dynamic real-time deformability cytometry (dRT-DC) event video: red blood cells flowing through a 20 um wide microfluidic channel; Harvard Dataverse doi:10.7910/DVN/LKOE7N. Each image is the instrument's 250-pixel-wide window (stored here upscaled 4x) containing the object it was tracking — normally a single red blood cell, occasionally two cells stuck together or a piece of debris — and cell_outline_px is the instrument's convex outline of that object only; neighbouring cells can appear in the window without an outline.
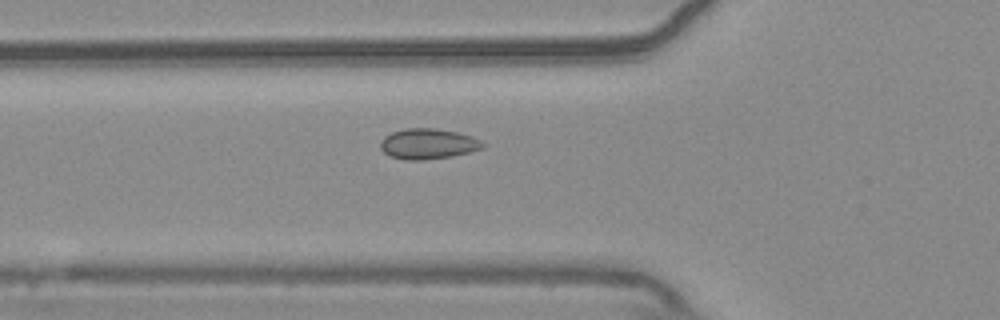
{"species": "common noctule bat (a hibernating species)", "species_latin": "Nyctalus noctula", "temperature_condition": "warm", "stored_images_in_passage": 38, "camera_frame_rate_fps": 3000, "um_per_image_px": 0.085, "animal": {"sex": "male", "body_mass_g": 20.4}, "frame": {"image": 1, "passage_image": 3, "time_ms": 0.667, "image_size_px": [1000, 320], "cell_outline_px": [[484, 148], [452, 156], [420, 160], [404, 160], [388, 156], [380, 148], [380, 140], [384, 136], [392, 132], [404, 128], [432, 128], [456, 132], [472, 136], [480, 140], [484, 144]], "centroid_in_image_um": [36.34, 12.23], "position_along_channel_um": 89.5, "area_um2": 18.21}}
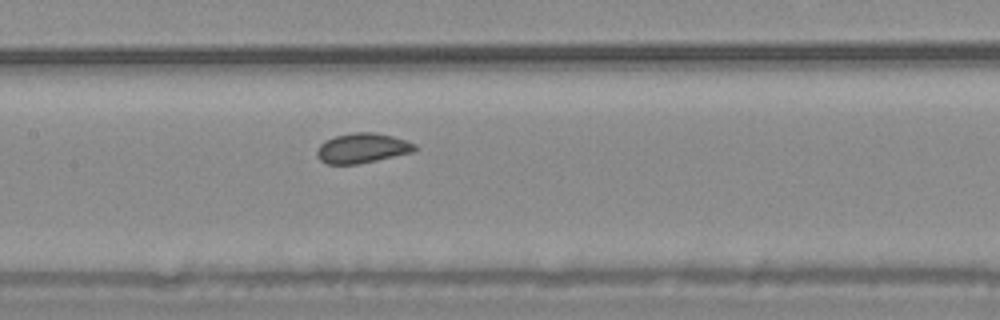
{"frame": {"image": 2, "passage_image": 10, "time_ms": 3.0, "image_size_px": [1000, 320], "cell_outline_px": [[420, 148], [412, 152], [376, 160], [356, 164], [328, 164], [320, 160], [316, 156], [316, 152], [320, 144], [324, 140], [336, 136], [352, 132], [372, 132], [392, 136], [416, 144]], "centroid_in_image_um": [30.78, 12.59], "position_along_channel_um": 176.6, "area_um2": 16.99}}
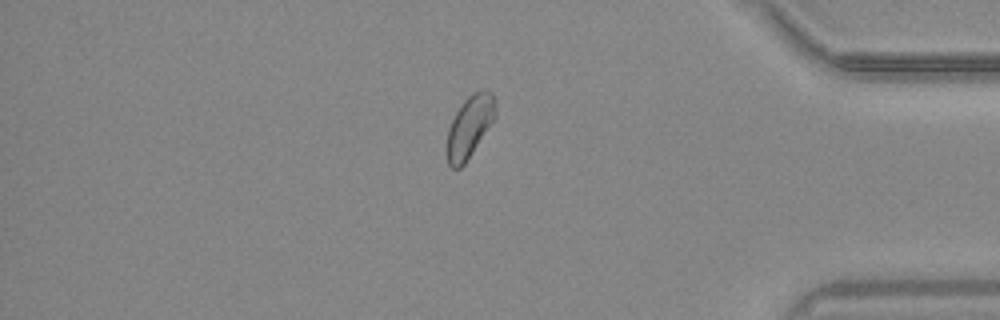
{"frame": {"image": 3, "passage_image": 30, "time_ms": 9.667, "image_size_px": [1000, 320], "cell_outline_px": [[496, 116], [464, 164], [460, 168], [452, 168], [448, 164], [448, 128], [456, 112], [464, 100], [472, 92], [484, 88], [492, 92], [496, 100]], "centroid_in_image_um": [39.95, 10.69], "position_along_channel_um": 395.3, "area_um2": 17.28}}